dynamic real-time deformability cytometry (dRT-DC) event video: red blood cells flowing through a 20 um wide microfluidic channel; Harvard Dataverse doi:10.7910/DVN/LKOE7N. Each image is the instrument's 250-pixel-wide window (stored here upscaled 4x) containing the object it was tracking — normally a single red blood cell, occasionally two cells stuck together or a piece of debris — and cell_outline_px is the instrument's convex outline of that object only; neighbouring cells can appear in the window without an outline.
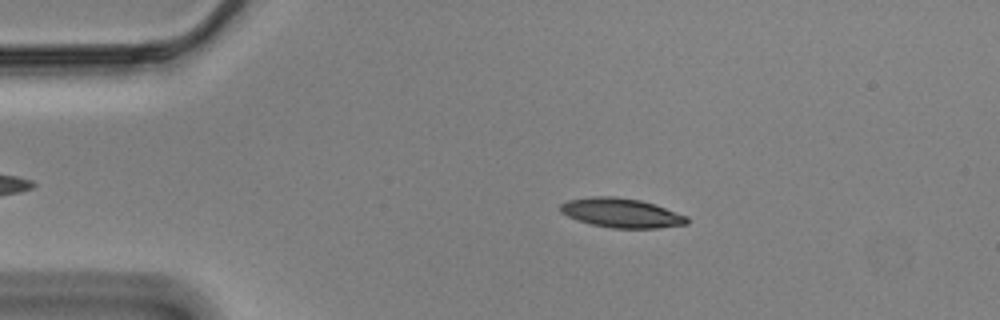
{"species": "Egyptian fruit bat (a non-hibernating species)", "species_latin": "Rousettus aegyptiacus", "temperature_condition": "cold", "stored_images_in_passage": 41, "camera_frame_rate_fps": 3000, "um_per_image_px": 0.085, "animal": {"sex": "male"}, "frame": {"image": 1, "passage_image": 3, "time_ms": 0.667, "image_size_px": [1000, 320], "cell_outline_px": [[688, 224], [656, 228], [612, 228], [592, 224], [576, 220], [560, 212], [560, 204], [568, 200], [592, 196], [616, 196], [640, 200], [688, 216]], "centroid_in_image_um": [52.79, 18.1], "position_along_channel_um": 32.2, "area_um2": 21.56}}
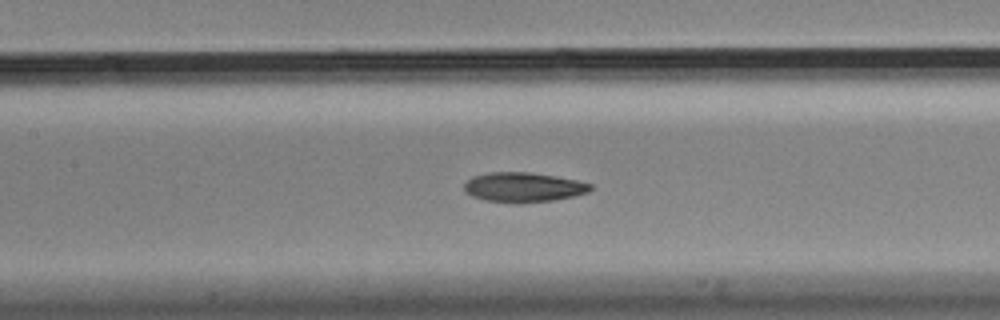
{"frame": {"image": 2, "passage_image": 18, "time_ms": 5.667, "image_size_px": [1000, 320], "cell_outline_px": [[592, 188], [588, 192], [572, 196], [552, 200], [484, 200], [472, 196], [464, 192], [464, 184], [472, 176], [488, 172], [528, 172], [556, 176], [576, 180], [592, 184]], "centroid_in_image_um": [44.46, 15.86], "position_along_channel_um": 162.9, "area_um2": 20.98}}
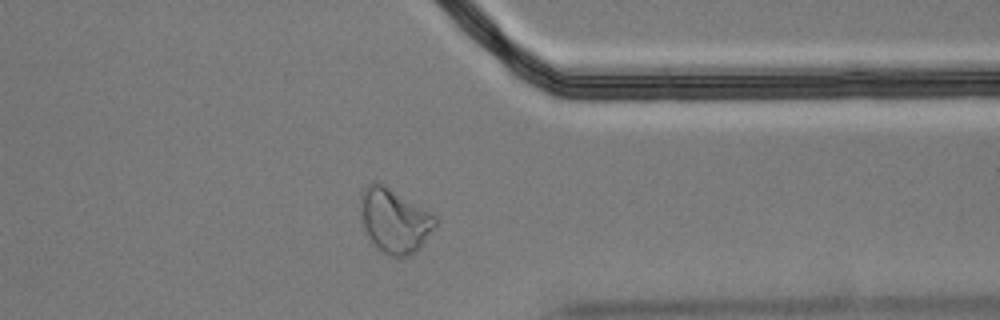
{"frame": {"image": 3, "passage_image": 37, "time_ms": 12.0, "image_size_px": [1000, 320], "cell_outline_px": [[436, 228], [420, 248], [416, 252], [400, 260], [388, 256], [372, 240], [364, 228], [360, 216], [360, 196], [364, 188], [372, 180], [380, 180], [436, 216]], "centroid_in_image_um": [33.54, 18.73], "position_along_channel_um": 377.9, "area_um2": 28.61}, "authors_computed_cell_mechanics": {"area_um2": 21.675, "velocity_mm_per_s": 3.4873, "shape_relaxation_time_tau1_ms": null, "shape_relaxation_time_tau2_ms": 3.9593, "deformation_change_tau1": null, "deformation_change_tau2": 0.1119}}